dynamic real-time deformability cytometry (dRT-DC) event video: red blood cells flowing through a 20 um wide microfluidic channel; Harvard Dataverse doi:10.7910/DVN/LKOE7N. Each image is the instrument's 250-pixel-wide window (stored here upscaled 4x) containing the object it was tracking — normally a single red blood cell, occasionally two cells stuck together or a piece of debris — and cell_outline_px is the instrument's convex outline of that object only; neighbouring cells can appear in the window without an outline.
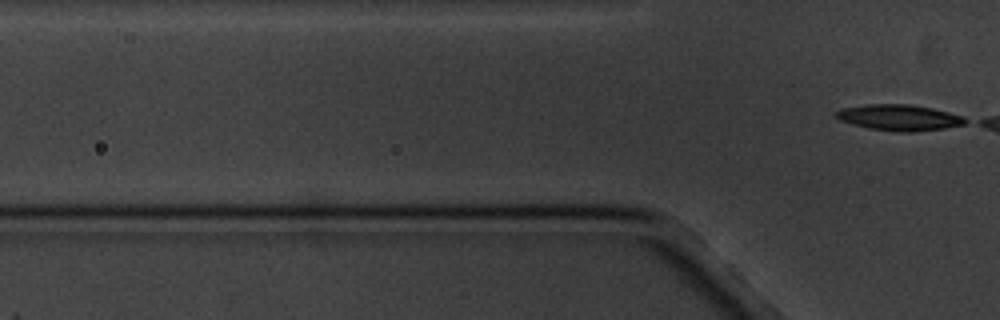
{"species": "common noctule bat (a hibernating species)", "species_latin": "Nyctalus noctula", "temperature_condition": "cold", "stored_images_in_passage": 3, "segment_of_instrument_passage": [2, 2], "camera_frame_rate_fps": 3000, "um_per_image_px": 0.085, "animal": {"sex": "male", "body_mass_g": 20.1, "forearm_length_mm": 53.5}, "frame": {"image": 1, "passage_image": 3, "time_ms": 2.333, "image_size_px": [1000, 320], "cell_outline_px": [[972, 120], [964, 124], [944, 128], [912, 132], [900, 132], [868, 128], [852, 124], [840, 120], [832, 116], [840, 108], [868, 104], [908, 104], [932, 108], [964, 116]], "centroid_in_image_um": [76.43, 9.99], "position_along_channel_um": 49.4, "area_um2": 19.71}}